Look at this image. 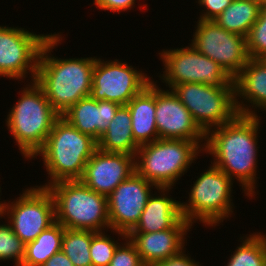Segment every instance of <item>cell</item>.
Here are the masks:
<instances>
[{
  "label": "cell",
  "mask_w": 266,
  "mask_h": 266,
  "mask_svg": "<svg viewBox=\"0 0 266 266\" xmlns=\"http://www.w3.org/2000/svg\"><path fill=\"white\" fill-rule=\"evenodd\" d=\"M260 122V116L238 114L231 122L215 127L205 134L203 153L211 155V164L233 181L239 182L238 185L244 191L242 193L249 200L256 196L257 179H260L256 176Z\"/></svg>",
  "instance_id": "obj_1"
},
{
  "label": "cell",
  "mask_w": 266,
  "mask_h": 266,
  "mask_svg": "<svg viewBox=\"0 0 266 266\" xmlns=\"http://www.w3.org/2000/svg\"><path fill=\"white\" fill-rule=\"evenodd\" d=\"M54 32L43 44L35 82L43 89L52 107L62 115L80 99L89 97L92 89L94 57L58 58L51 54L64 40Z\"/></svg>",
  "instance_id": "obj_2"
},
{
  "label": "cell",
  "mask_w": 266,
  "mask_h": 266,
  "mask_svg": "<svg viewBox=\"0 0 266 266\" xmlns=\"http://www.w3.org/2000/svg\"><path fill=\"white\" fill-rule=\"evenodd\" d=\"M97 149L95 139L81 133L60 116L43 147L32 158L42 157L43 167L50 178L40 187L47 188L59 181L80 180L88 160Z\"/></svg>",
  "instance_id": "obj_3"
},
{
  "label": "cell",
  "mask_w": 266,
  "mask_h": 266,
  "mask_svg": "<svg viewBox=\"0 0 266 266\" xmlns=\"http://www.w3.org/2000/svg\"><path fill=\"white\" fill-rule=\"evenodd\" d=\"M25 84V88H20L22 91L18 92L21 95L18 101L9 109L5 124L22 156L32 160L61 115L52 107L43 89L35 81Z\"/></svg>",
  "instance_id": "obj_4"
},
{
  "label": "cell",
  "mask_w": 266,
  "mask_h": 266,
  "mask_svg": "<svg viewBox=\"0 0 266 266\" xmlns=\"http://www.w3.org/2000/svg\"><path fill=\"white\" fill-rule=\"evenodd\" d=\"M55 203V221L66 229L110 231L108 197L80 180L59 181L47 187Z\"/></svg>",
  "instance_id": "obj_5"
},
{
  "label": "cell",
  "mask_w": 266,
  "mask_h": 266,
  "mask_svg": "<svg viewBox=\"0 0 266 266\" xmlns=\"http://www.w3.org/2000/svg\"><path fill=\"white\" fill-rule=\"evenodd\" d=\"M200 153L203 149L194 141L159 138L138 148L135 169L157 188H173Z\"/></svg>",
  "instance_id": "obj_6"
},
{
  "label": "cell",
  "mask_w": 266,
  "mask_h": 266,
  "mask_svg": "<svg viewBox=\"0 0 266 266\" xmlns=\"http://www.w3.org/2000/svg\"><path fill=\"white\" fill-rule=\"evenodd\" d=\"M233 183L224 172L211 164L193 181L188 201H180L183 218L192 226L198 222L205 228L223 225L220 223L230 219L236 207L232 197Z\"/></svg>",
  "instance_id": "obj_7"
},
{
  "label": "cell",
  "mask_w": 266,
  "mask_h": 266,
  "mask_svg": "<svg viewBox=\"0 0 266 266\" xmlns=\"http://www.w3.org/2000/svg\"><path fill=\"white\" fill-rule=\"evenodd\" d=\"M158 53L164 68L159 77L173 89L181 83H203L213 87H235L234 80L215 61L198 52L190 43Z\"/></svg>",
  "instance_id": "obj_8"
},
{
  "label": "cell",
  "mask_w": 266,
  "mask_h": 266,
  "mask_svg": "<svg viewBox=\"0 0 266 266\" xmlns=\"http://www.w3.org/2000/svg\"><path fill=\"white\" fill-rule=\"evenodd\" d=\"M172 90L205 134L215 127L231 122L238 115L235 87L181 83Z\"/></svg>",
  "instance_id": "obj_9"
},
{
  "label": "cell",
  "mask_w": 266,
  "mask_h": 266,
  "mask_svg": "<svg viewBox=\"0 0 266 266\" xmlns=\"http://www.w3.org/2000/svg\"><path fill=\"white\" fill-rule=\"evenodd\" d=\"M21 193L12 202L3 200L0 219H7L13 232L27 244L55 222V203L46 187L31 186Z\"/></svg>",
  "instance_id": "obj_10"
},
{
  "label": "cell",
  "mask_w": 266,
  "mask_h": 266,
  "mask_svg": "<svg viewBox=\"0 0 266 266\" xmlns=\"http://www.w3.org/2000/svg\"><path fill=\"white\" fill-rule=\"evenodd\" d=\"M51 35L0 25V77L25 82L30 74L35 81L41 48Z\"/></svg>",
  "instance_id": "obj_11"
},
{
  "label": "cell",
  "mask_w": 266,
  "mask_h": 266,
  "mask_svg": "<svg viewBox=\"0 0 266 266\" xmlns=\"http://www.w3.org/2000/svg\"><path fill=\"white\" fill-rule=\"evenodd\" d=\"M191 45L218 63L234 79L249 59L246 38L221 28L215 20L195 21Z\"/></svg>",
  "instance_id": "obj_12"
},
{
  "label": "cell",
  "mask_w": 266,
  "mask_h": 266,
  "mask_svg": "<svg viewBox=\"0 0 266 266\" xmlns=\"http://www.w3.org/2000/svg\"><path fill=\"white\" fill-rule=\"evenodd\" d=\"M137 69L119 59L105 61L96 56L90 96L97 101L127 105L152 81V77L147 76L143 69Z\"/></svg>",
  "instance_id": "obj_13"
},
{
  "label": "cell",
  "mask_w": 266,
  "mask_h": 266,
  "mask_svg": "<svg viewBox=\"0 0 266 266\" xmlns=\"http://www.w3.org/2000/svg\"><path fill=\"white\" fill-rule=\"evenodd\" d=\"M153 189L158 188L137 172L120 183L108 196L110 230L128 234L140 220Z\"/></svg>",
  "instance_id": "obj_14"
},
{
  "label": "cell",
  "mask_w": 266,
  "mask_h": 266,
  "mask_svg": "<svg viewBox=\"0 0 266 266\" xmlns=\"http://www.w3.org/2000/svg\"><path fill=\"white\" fill-rule=\"evenodd\" d=\"M157 83L155 121L159 138L194 141L204 149L205 133L194 122L189 110L173 90H163Z\"/></svg>",
  "instance_id": "obj_15"
},
{
  "label": "cell",
  "mask_w": 266,
  "mask_h": 266,
  "mask_svg": "<svg viewBox=\"0 0 266 266\" xmlns=\"http://www.w3.org/2000/svg\"><path fill=\"white\" fill-rule=\"evenodd\" d=\"M135 169V156L97 149L88 160L80 181L98 194L108 197Z\"/></svg>",
  "instance_id": "obj_16"
},
{
  "label": "cell",
  "mask_w": 266,
  "mask_h": 266,
  "mask_svg": "<svg viewBox=\"0 0 266 266\" xmlns=\"http://www.w3.org/2000/svg\"><path fill=\"white\" fill-rule=\"evenodd\" d=\"M192 228L183 218L173 228L151 233H128L127 237L134 244L142 263L152 266L186 249V236Z\"/></svg>",
  "instance_id": "obj_17"
},
{
  "label": "cell",
  "mask_w": 266,
  "mask_h": 266,
  "mask_svg": "<svg viewBox=\"0 0 266 266\" xmlns=\"http://www.w3.org/2000/svg\"><path fill=\"white\" fill-rule=\"evenodd\" d=\"M233 80L235 106L239 115L257 117V113L260 112L258 110L266 111L265 59L249 58L247 64Z\"/></svg>",
  "instance_id": "obj_18"
},
{
  "label": "cell",
  "mask_w": 266,
  "mask_h": 266,
  "mask_svg": "<svg viewBox=\"0 0 266 266\" xmlns=\"http://www.w3.org/2000/svg\"><path fill=\"white\" fill-rule=\"evenodd\" d=\"M120 106L116 102L97 101L89 96L80 99L61 116L81 133L98 142Z\"/></svg>",
  "instance_id": "obj_19"
},
{
  "label": "cell",
  "mask_w": 266,
  "mask_h": 266,
  "mask_svg": "<svg viewBox=\"0 0 266 266\" xmlns=\"http://www.w3.org/2000/svg\"><path fill=\"white\" fill-rule=\"evenodd\" d=\"M172 189L174 188H158V191L152 193L141 213L140 220L129 233L163 231L175 227L183 219L180 201L169 196V191Z\"/></svg>",
  "instance_id": "obj_20"
},
{
  "label": "cell",
  "mask_w": 266,
  "mask_h": 266,
  "mask_svg": "<svg viewBox=\"0 0 266 266\" xmlns=\"http://www.w3.org/2000/svg\"><path fill=\"white\" fill-rule=\"evenodd\" d=\"M135 142L141 146L159 139L156 121V81H152L127 104Z\"/></svg>",
  "instance_id": "obj_21"
},
{
  "label": "cell",
  "mask_w": 266,
  "mask_h": 266,
  "mask_svg": "<svg viewBox=\"0 0 266 266\" xmlns=\"http://www.w3.org/2000/svg\"><path fill=\"white\" fill-rule=\"evenodd\" d=\"M97 146L103 152L136 156L140 146L133 138L131 114L127 105L118 108L115 117L98 140Z\"/></svg>",
  "instance_id": "obj_22"
},
{
  "label": "cell",
  "mask_w": 266,
  "mask_h": 266,
  "mask_svg": "<svg viewBox=\"0 0 266 266\" xmlns=\"http://www.w3.org/2000/svg\"><path fill=\"white\" fill-rule=\"evenodd\" d=\"M64 230L65 228L55 221L34 241L25 244L21 266H42L52 255L61 251Z\"/></svg>",
  "instance_id": "obj_23"
},
{
  "label": "cell",
  "mask_w": 266,
  "mask_h": 266,
  "mask_svg": "<svg viewBox=\"0 0 266 266\" xmlns=\"http://www.w3.org/2000/svg\"><path fill=\"white\" fill-rule=\"evenodd\" d=\"M260 11L261 7L251 0H233L214 20L221 28L246 38Z\"/></svg>",
  "instance_id": "obj_24"
},
{
  "label": "cell",
  "mask_w": 266,
  "mask_h": 266,
  "mask_svg": "<svg viewBox=\"0 0 266 266\" xmlns=\"http://www.w3.org/2000/svg\"><path fill=\"white\" fill-rule=\"evenodd\" d=\"M239 241L225 266H266V234L253 232L240 237Z\"/></svg>",
  "instance_id": "obj_25"
},
{
  "label": "cell",
  "mask_w": 266,
  "mask_h": 266,
  "mask_svg": "<svg viewBox=\"0 0 266 266\" xmlns=\"http://www.w3.org/2000/svg\"><path fill=\"white\" fill-rule=\"evenodd\" d=\"M91 230H64L61 250L74 266H92L90 257Z\"/></svg>",
  "instance_id": "obj_26"
},
{
  "label": "cell",
  "mask_w": 266,
  "mask_h": 266,
  "mask_svg": "<svg viewBox=\"0 0 266 266\" xmlns=\"http://www.w3.org/2000/svg\"><path fill=\"white\" fill-rule=\"evenodd\" d=\"M113 234H118V240L115 241L114 237L106 235L105 231L94 232L92 231V240L90 244V257L92 260V266H109L110 261L113 258L114 252L120 239L124 240L127 234L110 230ZM120 236V239H119Z\"/></svg>",
  "instance_id": "obj_27"
},
{
  "label": "cell",
  "mask_w": 266,
  "mask_h": 266,
  "mask_svg": "<svg viewBox=\"0 0 266 266\" xmlns=\"http://www.w3.org/2000/svg\"><path fill=\"white\" fill-rule=\"evenodd\" d=\"M0 223V261H12L14 266H21L25 255V244L13 232L11 225L3 220ZM6 222V223H5Z\"/></svg>",
  "instance_id": "obj_28"
},
{
  "label": "cell",
  "mask_w": 266,
  "mask_h": 266,
  "mask_svg": "<svg viewBox=\"0 0 266 266\" xmlns=\"http://www.w3.org/2000/svg\"><path fill=\"white\" fill-rule=\"evenodd\" d=\"M249 58H266V18H258L246 37Z\"/></svg>",
  "instance_id": "obj_29"
},
{
  "label": "cell",
  "mask_w": 266,
  "mask_h": 266,
  "mask_svg": "<svg viewBox=\"0 0 266 266\" xmlns=\"http://www.w3.org/2000/svg\"><path fill=\"white\" fill-rule=\"evenodd\" d=\"M116 248L109 266H145L134 244L126 237Z\"/></svg>",
  "instance_id": "obj_30"
},
{
  "label": "cell",
  "mask_w": 266,
  "mask_h": 266,
  "mask_svg": "<svg viewBox=\"0 0 266 266\" xmlns=\"http://www.w3.org/2000/svg\"><path fill=\"white\" fill-rule=\"evenodd\" d=\"M233 0H198L196 3L204 10L200 13L198 19L214 20L217 18Z\"/></svg>",
  "instance_id": "obj_31"
},
{
  "label": "cell",
  "mask_w": 266,
  "mask_h": 266,
  "mask_svg": "<svg viewBox=\"0 0 266 266\" xmlns=\"http://www.w3.org/2000/svg\"><path fill=\"white\" fill-rule=\"evenodd\" d=\"M136 0H94L93 5H95L98 10H108L111 12L121 13L127 10L135 8Z\"/></svg>",
  "instance_id": "obj_32"
},
{
  "label": "cell",
  "mask_w": 266,
  "mask_h": 266,
  "mask_svg": "<svg viewBox=\"0 0 266 266\" xmlns=\"http://www.w3.org/2000/svg\"><path fill=\"white\" fill-rule=\"evenodd\" d=\"M190 254H186V250L183 249L180 253L166 259L155 263L152 266H201L199 262H196Z\"/></svg>",
  "instance_id": "obj_33"
},
{
  "label": "cell",
  "mask_w": 266,
  "mask_h": 266,
  "mask_svg": "<svg viewBox=\"0 0 266 266\" xmlns=\"http://www.w3.org/2000/svg\"><path fill=\"white\" fill-rule=\"evenodd\" d=\"M42 266H74L66 254L61 250L52 255Z\"/></svg>",
  "instance_id": "obj_34"
},
{
  "label": "cell",
  "mask_w": 266,
  "mask_h": 266,
  "mask_svg": "<svg viewBox=\"0 0 266 266\" xmlns=\"http://www.w3.org/2000/svg\"><path fill=\"white\" fill-rule=\"evenodd\" d=\"M258 18H266V5L261 6V11Z\"/></svg>",
  "instance_id": "obj_35"
},
{
  "label": "cell",
  "mask_w": 266,
  "mask_h": 266,
  "mask_svg": "<svg viewBox=\"0 0 266 266\" xmlns=\"http://www.w3.org/2000/svg\"><path fill=\"white\" fill-rule=\"evenodd\" d=\"M251 1L255 2L260 7L263 6V5H266V0H251Z\"/></svg>",
  "instance_id": "obj_36"
},
{
  "label": "cell",
  "mask_w": 266,
  "mask_h": 266,
  "mask_svg": "<svg viewBox=\"0 0 266 266\" xmlns=\"http://www.w3.org/2000/svg\"><path fill=\"white\" fill-rule=\"evenodd\" d=\"M0 186H1V185H0ZM0 193H1V187H0ZM0 197H1V195H0ZM0 200H1V198H0ZM4 204H5V202L0 201V216H1L2 212H3Z\"/></svg>",
  "instance_id": "obj_37"
}]
</instances>
